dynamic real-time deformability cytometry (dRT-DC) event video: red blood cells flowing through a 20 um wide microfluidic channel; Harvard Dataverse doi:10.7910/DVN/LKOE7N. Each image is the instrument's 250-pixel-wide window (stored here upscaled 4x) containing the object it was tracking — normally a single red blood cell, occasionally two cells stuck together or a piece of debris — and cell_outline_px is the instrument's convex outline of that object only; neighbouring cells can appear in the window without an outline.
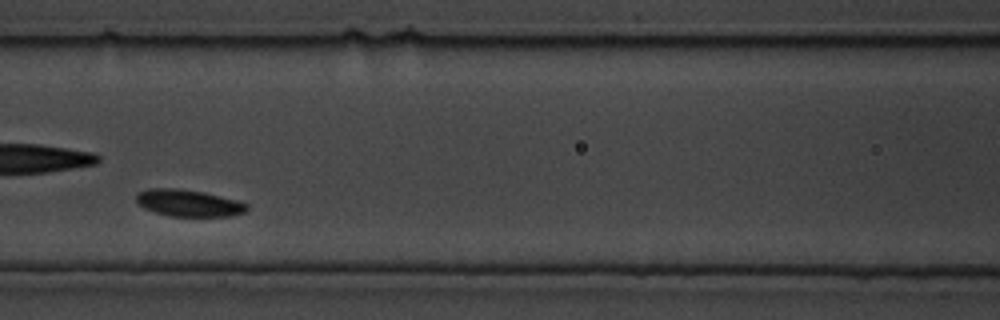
{"species": "common noctule bat (a hibernating species)", "species_latin": "Nyctalus noctula", "temperature_condition": "cold", "stored_images_in_passage": 11, "camera_frame_rate_fps": 3000, "um_per_image_px": 0.085, "animal": {"sex": "male", "body_mass_g": 19.5, "forearm_length_mm": 54.6}, "frame": {"image": 1, "passage_image": 4, "time_ms": 1.0, "image_size_px": [1000, 320], "cell_outline_px": [[248, 208], [244, 212], [232, 216], [168, 216], [144, 208], [136, 200], [136, 192], [148, 188], [180, 188], [204, 192], [240, 200], [248, 204]], "centroid_in_image_um": [16.04, 17.24], "position_along_channel_um": 150.6, "area_um2": 17.51}}
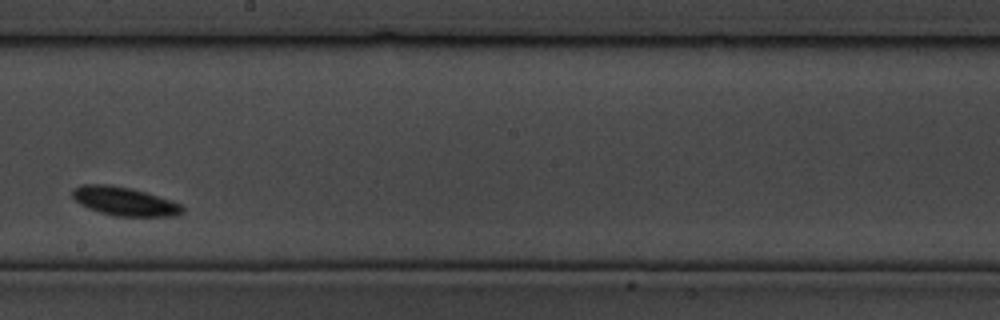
{"frame": {"image": 2, "passage_image": 8, "time_ms": 2.333, "image_size_px": [1000, 320], "cell_outline_px": [[184, 212], [176, 216], [116, 216], [100, 212], [88, 208], [80, 204], [72, 196], [72, 188], [80, 184], [108, 184], [132, 188], [172, 200], [180, 204], [184, 208]], "centroid_in_image_um": [10.57, 17.1], "position_along_channel_um": 237.6, "area_um2": 18.5}}
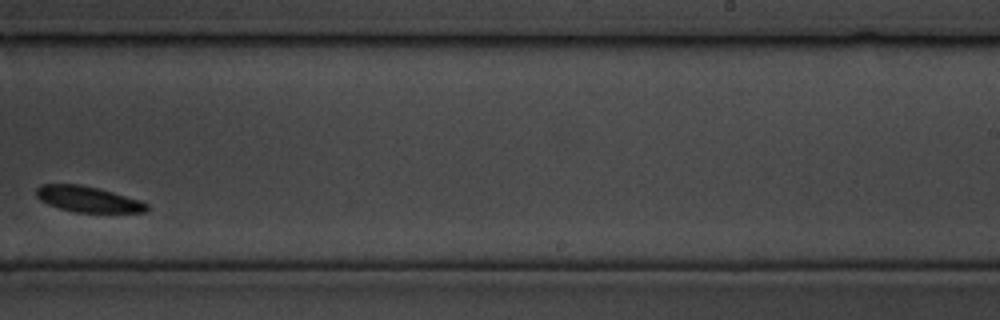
{"frame": {"image": 3, "passage_image": 10, "time_ms": 3.0, "image_size_px": [1000, 320], "cell_outline_px": [[148, 208], [144, 212], [76, 212], [60, 208], [48, 204], [40, 200], [36, 196], [36, 188], [40, 184], [80, 184], [112, 192], [140, 200], [148, 204]], "centroid_in_image_um": [7.44, 16.92], "position_along_channel_um": 281.6, "area_um2": 16.42}}